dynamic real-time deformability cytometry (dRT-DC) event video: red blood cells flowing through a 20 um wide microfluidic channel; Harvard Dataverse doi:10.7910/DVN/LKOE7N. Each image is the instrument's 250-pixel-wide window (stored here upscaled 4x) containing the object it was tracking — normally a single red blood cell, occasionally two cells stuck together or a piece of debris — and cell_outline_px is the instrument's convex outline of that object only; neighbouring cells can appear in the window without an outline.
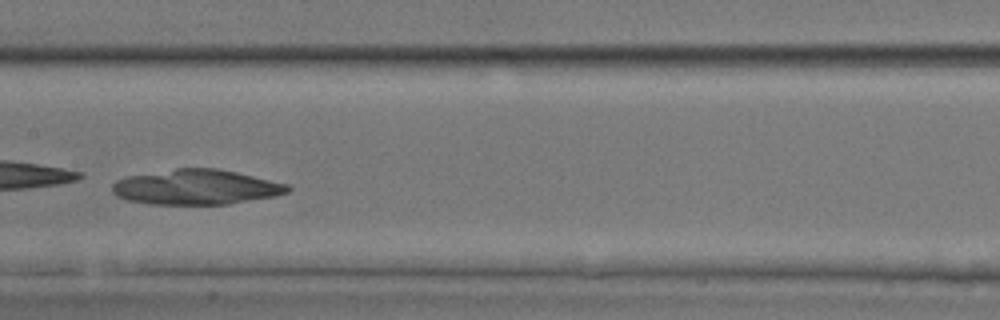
{"species": "common noctule bat (a hibernating species)", "species_latin": "Nyctalus noctula", "temperature_condition": "room temperature", "stored_images_in_passage": 5, "camera_frame_rate_fps": 3000, "um_per_image_px": 0.085, "animal": {"sex": "male", "body_mass_g": 17.9, "forearm_length_mm": 54.2}, "frame": {"image": 1, "passage_image": 4, "time_ms": 1.0, "image_size_px": [1000, 320], "cell_outline_px": [[292, 188], [288, 192], [276, 196], [228, 204], [148, 204], [128, 200], [116, 196], [112, 192], [112, 184], [116, 180], [128, 176], [176, 168], [216, 168], [236, 172], [288, 184]], "centroid_in_image_um": [16.67, 15.9], "position_along_channel_um": 190.7, "area_um2": 35.84}}